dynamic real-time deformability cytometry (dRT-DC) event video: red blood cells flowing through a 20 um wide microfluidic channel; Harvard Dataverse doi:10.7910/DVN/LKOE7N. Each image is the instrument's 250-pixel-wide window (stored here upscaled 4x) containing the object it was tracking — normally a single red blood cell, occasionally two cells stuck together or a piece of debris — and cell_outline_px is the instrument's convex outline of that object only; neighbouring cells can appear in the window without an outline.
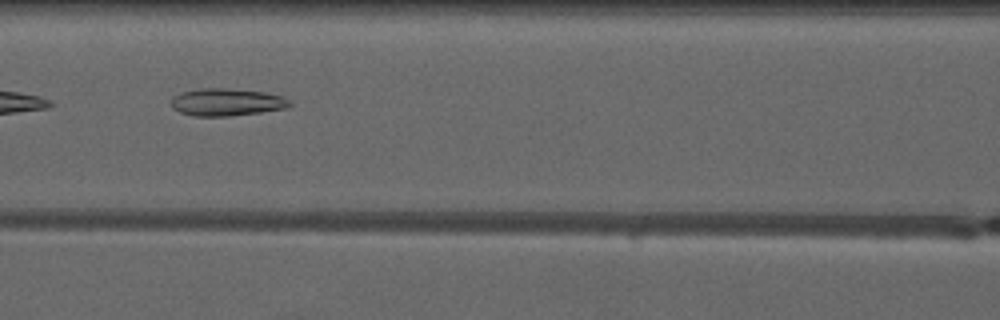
{"species": "common noctule bat (a hibernating species)", "species_latin": "Nyctalus noctula", "temperature_condition": "warm", "stored_images_in_passage": 7, "segment_of_instrument_passage": [1, 2], "camera_frame_rate_fps": 3000, "um_per_image_px": 0.085, "animal": {"sex": "male", "forearm_length_mm": 52.5}, "frame": {"image": 1, "passage_image": 5, "time_ms": 5.667, "image_size_px": [1000, 320], "cell_outline_px": [[292, 104], [288, 108], [260, 112], [228, 116], [192, 116], [180, 112], [172, 108], [172, 96], [180, 92], [200, 88], [224, 88], [264, 92], [280, 96], [288, 100]], "centroid_in_image_um": [19.23, 8.68], "position_along_channel_um": 147.4, "area_um2": 18.9}}
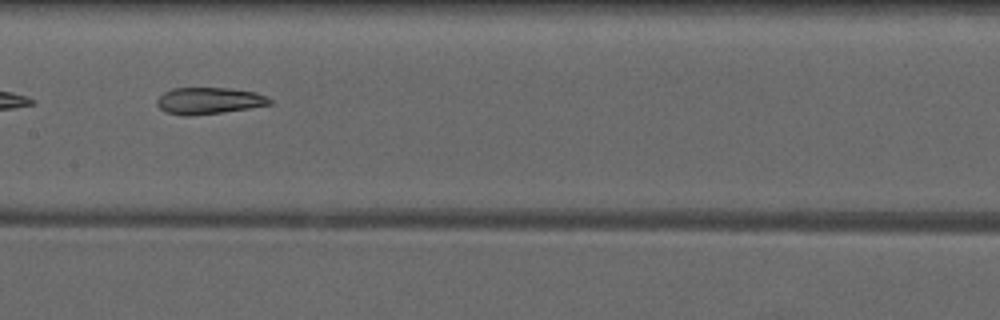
{"frame": {"image": 2, "passage_image": 6, "time_ms": 6.667, "image_size_px": [1000, 320], "cell_outline_px": [[272, 104], [224, 112], [188, 116], [184, 116], [164, 112], [156, 104], [156, 100], [164, 92], [172, 88], [232, 88], [256, 92], [268, 96], [272, 100]], "centroid_in_image_um": [17.76, 8.56], "position_along_channel_um": 189.6, "area_um2": 17.69}}